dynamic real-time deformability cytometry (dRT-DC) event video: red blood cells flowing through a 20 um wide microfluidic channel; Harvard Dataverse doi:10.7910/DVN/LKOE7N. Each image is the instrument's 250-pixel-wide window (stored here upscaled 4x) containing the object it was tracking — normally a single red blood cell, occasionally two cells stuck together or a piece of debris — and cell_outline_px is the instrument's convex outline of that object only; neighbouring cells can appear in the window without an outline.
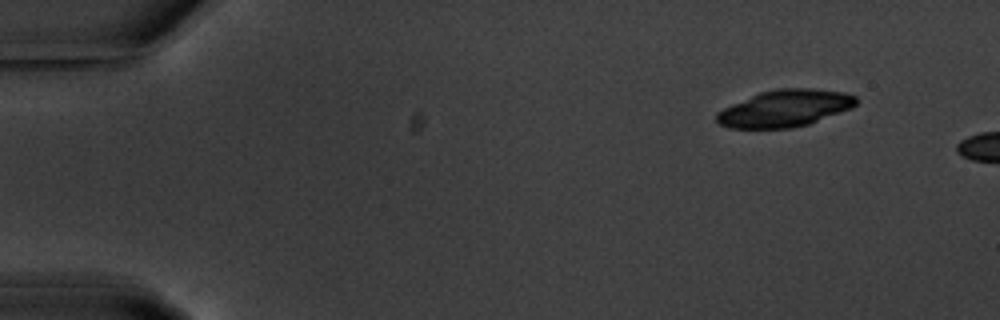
{"species": "common noctule bat (a hibernating species)", "species_latin": "Nyctalus noctula", "temperature_condition": "warm", "stored_images_in_passage": 3, "camera_frame_rate_fps": 3000, "um_per_image_px": 0.085, "animal": {"sex": "male", "body_mass_g": 20.1, "forearm_length_mm": 53.5}, "frame": {"image": 1, "passage_image": 1, "time_ms": 0.0, "image_size_px": [1000, 320], "cell_outline_px": [[860, 100], [852, 108], [808, 124], [792, 128], [728, 128], [720, 124], [716, 120], [716, 112], [732, 104], [760, 92], [776, 88], [812, 88], [844, 92], [856, 96]], "centroid_in_image_um": [66.74, 9.2], "position_along_channel_um": 18.3, "area_um2": 30.06}}